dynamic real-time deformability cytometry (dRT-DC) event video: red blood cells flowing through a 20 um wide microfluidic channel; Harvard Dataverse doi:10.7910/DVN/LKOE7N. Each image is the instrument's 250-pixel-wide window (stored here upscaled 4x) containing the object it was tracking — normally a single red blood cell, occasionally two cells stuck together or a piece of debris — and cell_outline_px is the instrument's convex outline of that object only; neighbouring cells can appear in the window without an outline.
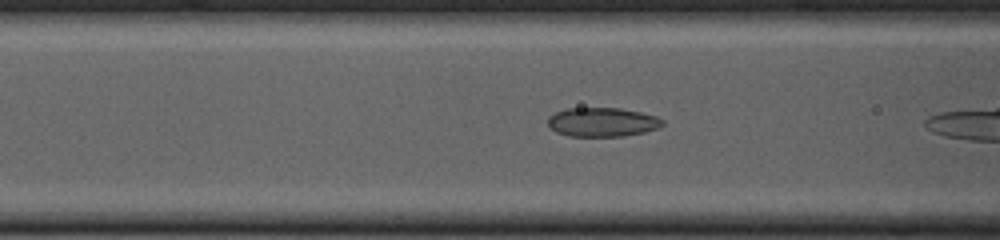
{"species": "common noctule bat (a hibernating species)", "species_latin": "Nyctalus noctula", "temperature_condition": "cold", "stored_images_in_passage": 21, "camera_frame_rate_fps": 3000, "um_per_image_px": 0.085, "animal": {"sex": "female", "body_mass_g": 23.0, "forearm_length_mm": 53.4}, "frame": {"image": 1, "passage_image": 15, "time_ms": 4.667, "image_size_px": [1000, 240], "cell_outline_px": [[664, 124], [660, 128], [644, 132], [624, 136], [568, 136], [556, 132], [548, 128], [548, 116], [564, 108], [620, 108], [640, 112], [656, 116], [664, 120]], "centroid_in_image_um": [51.18, 10.38], "position_along_channel_um": 115.4, "area_um2": 19.65}}
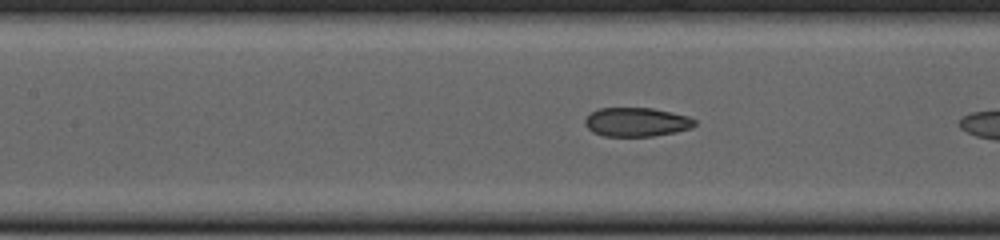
{"frame": {"image": 2, "passage_image": 18, "time_ms": 5.667, "image_size_px": [1000, 240], "cell_outline_px": [[696, 124], [692, 128], [676, 132], [652, 136], [604, 136], [592, 132], [584, 124], [584, 120], [592, 112], [600, 108], [652, 108], [672, 112], [688, 116], [696, 120]], "centroid_in_image_um": [54.12, 10.38], "position_along_channel_um": 153.3, "area_um2": 18.55}}